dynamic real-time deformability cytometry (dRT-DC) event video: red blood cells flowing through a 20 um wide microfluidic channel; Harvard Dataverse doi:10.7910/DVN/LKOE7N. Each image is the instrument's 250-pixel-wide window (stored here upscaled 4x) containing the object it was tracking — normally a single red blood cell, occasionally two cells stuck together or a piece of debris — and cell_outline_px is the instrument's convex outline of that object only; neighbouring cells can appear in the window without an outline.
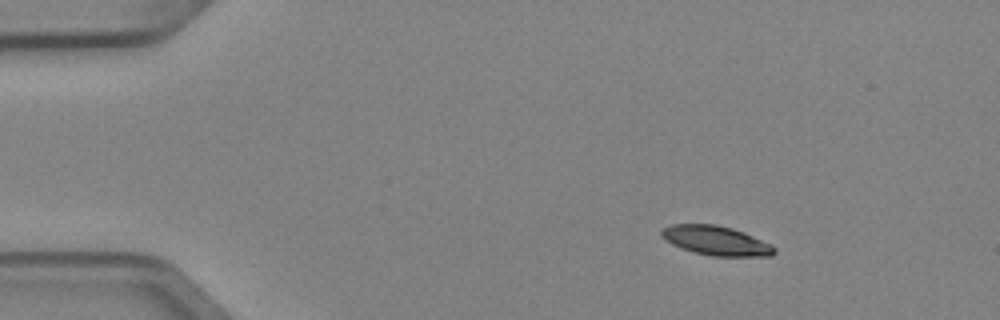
{"species": "Egyptian fruit bat (a non-hibernating species)", "species_latin": "Rousettus aegyptiacus", "temperature_condition": "cold", "stored_images_in_passage": 4, "camera_frame_rate_fps": 3000, "um_per_image_px": 0.085, "animal": {"sex": "female"}, "frame": {"image": 1, "passage_image": 2, "time_ms": 0.333, "image_size_px": [1000, 320], "cell_outline_px": [[776, 252], [772, 256], [712, 256], [692, 252], [680, 248], [664, 240], [660, 236], [660, 232], [664, 228], [672, 224], [716, 224], [732, 228], [744, 232], [772, 244], [776, 248]], "centroid_in_image_um": [60.86, 20.45], "position_along_channel_um": 24.1, "area_um2": 19.54}}